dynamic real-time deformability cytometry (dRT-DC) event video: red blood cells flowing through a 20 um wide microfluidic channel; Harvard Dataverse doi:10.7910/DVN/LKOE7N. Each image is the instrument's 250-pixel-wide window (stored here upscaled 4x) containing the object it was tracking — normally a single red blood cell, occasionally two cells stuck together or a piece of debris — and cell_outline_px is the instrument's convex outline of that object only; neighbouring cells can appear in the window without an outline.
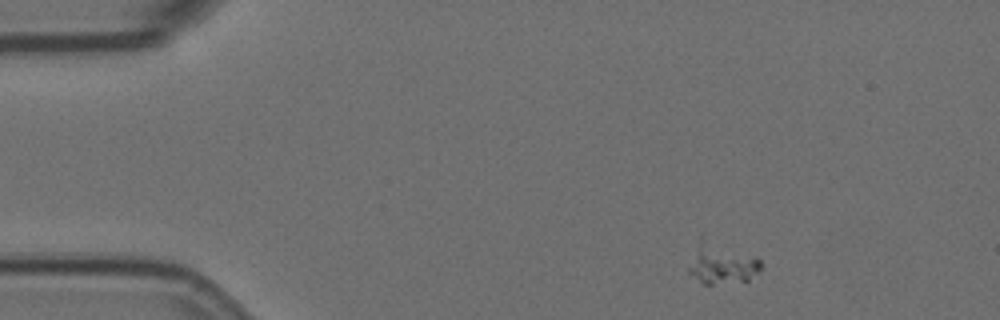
{"species": "Egyptian fruit bat (a non-hibernating species)", "species_latin": "Rousettus aegyptiacus", "temperature_condition": "room temperature", "stored_images_in_passage": 9, "camera_frame_rate_fps": 3000, "um_per_image_px": 0.085, "animal": {"sex": "female"}, "frame": {"image": 1, "passage_image": 1, "time_ms": 0.0, "image_size_px": [1000, 320], "cell_outline_px": [[760, 268], [748, 280], [712, 284], [704, 284], [688, 272], [688, 268], [700, 236], [704, 232], [756, 256], [760, 260]], "centroid_in_image_um": [61.31, 22.26], "position_along_channel_um": 23.7, "area_um2": 17.92}}
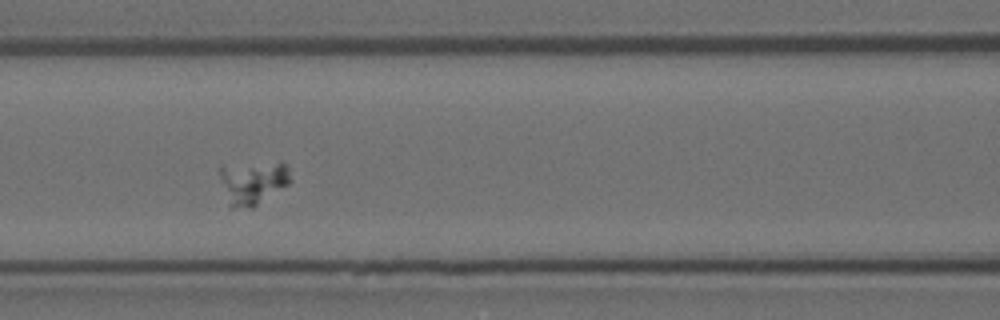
{"frame": {"image": 2, "passage_image": 6, "time_ms": 1.667, "image_size_px": [1000, 320], "cell_outline_px": [[292, 180], [288, 184], [252, 208], [232, 208], [228, 204], [220, 176], [220, 164], [284, 164], [288, 168]], "centroid_in_image_um": [21.45, 15.53], "position_along_channel_um": 145.1, "area_um2": 17.57}}
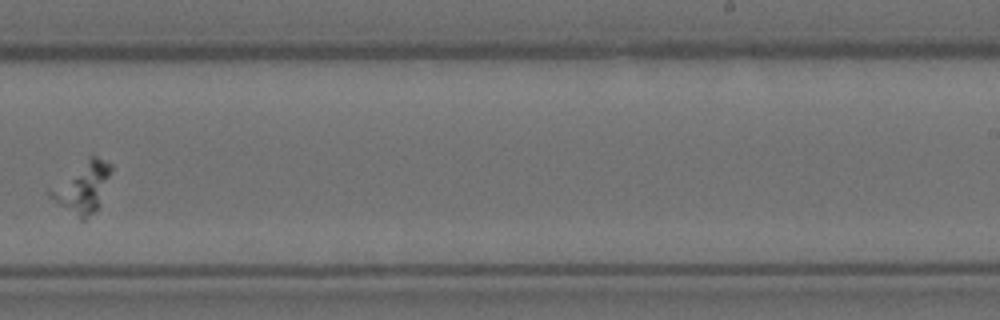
{"frame": {"image": 3, "passage_image": 9, "time_ms": 2.667, "image_size_px": [1000, 320], "cell_outline_px": [[112, 172], [100, 204], [96, 212], [84, 220], [80, 220], [48, 196], [48, 192], [88, 156], [96, 156], [112, 164]], "centroid_in_image_um": [7.08, 15.94], "position_along_channel_um": 281.9, "area_um2": 17.69}}